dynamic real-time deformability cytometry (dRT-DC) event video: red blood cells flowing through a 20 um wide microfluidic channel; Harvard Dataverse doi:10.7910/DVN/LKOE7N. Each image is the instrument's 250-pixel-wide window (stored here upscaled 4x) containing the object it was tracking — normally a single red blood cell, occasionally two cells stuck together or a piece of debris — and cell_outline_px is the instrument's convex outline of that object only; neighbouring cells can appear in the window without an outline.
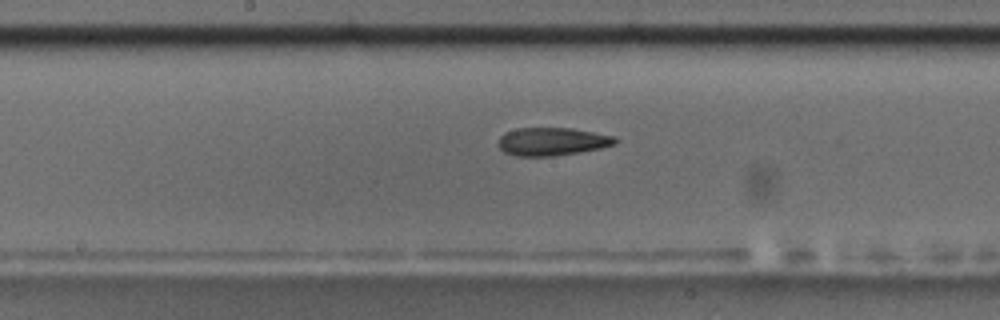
{"species": "common noctule bat (a hibernating species)", "species_latin": "Nyctalus noctula", "temperature_condition": "room temperature", "stored_images_in_passage": 37, "camera_frame_rate_fps": 3000, "um_per_image_px": 0.085, "animal": {"sex": "male", "body_mass_g": 17.5, "forearm_length_mm": 52.3}, "frame": {"image": 1, "passage_image": 11, "time_ms": 3.333, "image_size_px": [1000, 320], "cell_outline_px": [[616, 144], [600, 148], [552, 156], [516, 156], [504, 152], [496, 144], [500, 136], [504, 132], [516, 128], [572, 128], [616, 136]], "centroid_in_image_um": [46.88, 12.02], "position_along_channel_um": 201.3, "area_um2": 19.13}}